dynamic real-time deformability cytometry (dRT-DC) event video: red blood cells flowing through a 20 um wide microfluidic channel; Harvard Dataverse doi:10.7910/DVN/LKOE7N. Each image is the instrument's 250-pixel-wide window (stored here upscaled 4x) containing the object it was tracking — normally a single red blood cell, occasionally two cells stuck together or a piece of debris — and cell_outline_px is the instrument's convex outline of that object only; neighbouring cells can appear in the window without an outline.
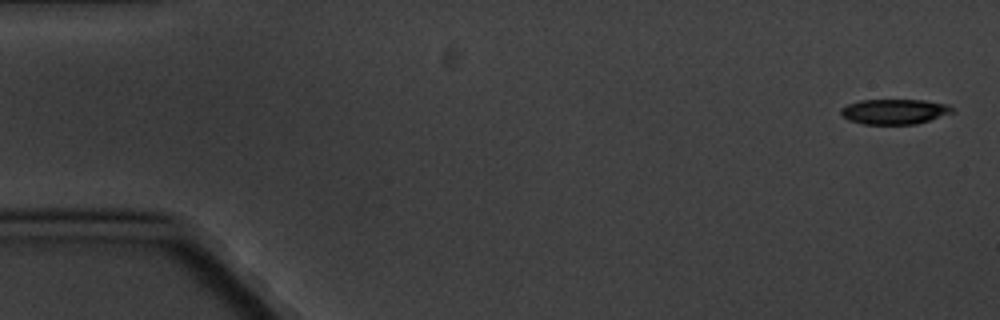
{"species": "common noctule bat (a hibernating species)", "species_latin": "Nyctalus noctula", "temperature_condition": "cold", "stored_images_in_passage": 5, "camera_frame_rate_fps": 3000, "um_per_image_px": 0.085, "animal": {"sex": "male", "body_mass_g": 20.1, "forearm_length_mm": 53.5}, "frame": {"image": 1, "passage_image": 1, "time_ms": 0.0, "image_size_px": [1000, 320], "cell_outline_px": [[952, 112], [916, 124], [864, 124], [848, 120], [840, 112], [840, 108], [848, 104], [860, 100], [924, 100], [948, 104], [952, 108]], "centroid_in_image_um": [75.98, 9.48], "position_along_channel_um": 9.0, "area_um2": 16.13}}
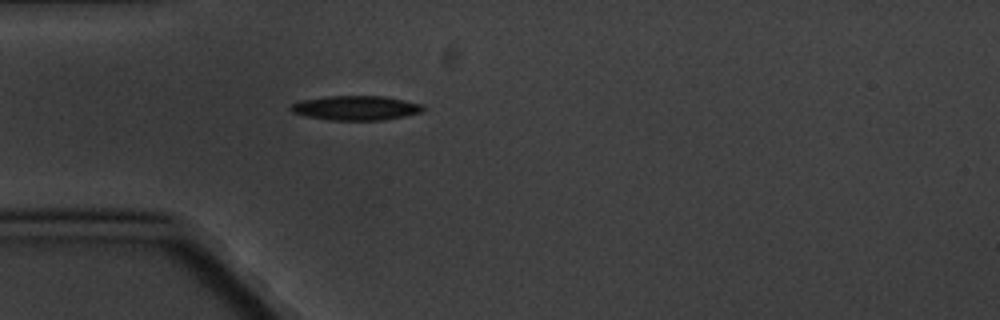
{"frame": {"image": 2, "passage_image": 5, "time_ms": 5.0, "image_size_px": [1000, 320], "cell_outline_px": [[424, 108], [420, 112], [404, 116], [384, 120], [328, 120], [304, 116], [292, 112], [288, 108], [292, 104], [300, 100], [324, 96], [384, 96], [420, 104]], "centroid_in_image_um": [30.16, 9.18], "position_along_channel_um": 54.8, "area_um2": 18.84}}